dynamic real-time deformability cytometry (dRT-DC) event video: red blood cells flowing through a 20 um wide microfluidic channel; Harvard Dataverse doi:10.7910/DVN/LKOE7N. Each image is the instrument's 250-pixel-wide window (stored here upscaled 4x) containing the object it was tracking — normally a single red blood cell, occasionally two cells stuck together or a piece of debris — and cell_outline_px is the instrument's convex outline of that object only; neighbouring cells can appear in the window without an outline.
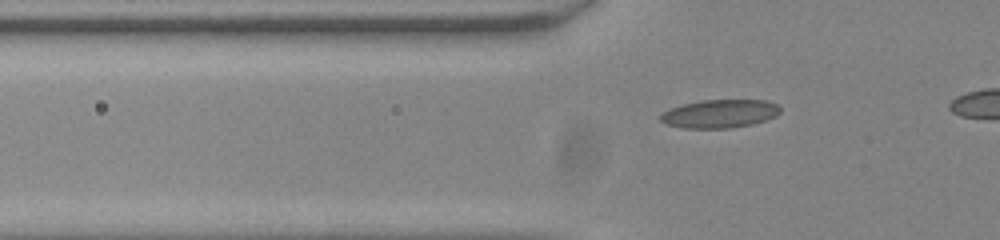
{"species": "common noctule bat (a hibernating species)", "species_latin": "Nyctalus noctula", "temperature_condition": "room temperature", "stored_images_in_passage": 31, "camera_frame_rate_fps": 3000, "um_per_image_px": 0.085, "animal": {"sex": "male", "body_mass_g": 20.0, "forearm_length_mm": 53.3}, "frame": {"image": 1, "passage_image": 2, "time_ms": 0.333, "image_size_px": [1000, 240], "cell_outline_px": [[780, 112], [776, 116], [752, 124], [732, 128], [684, 128], [668, 124], [660, 120], [660, 116], [664, 112], [672, 108], [684, 104], [704, 100], [764, 100], [776, 104], [780, 108]], "centroid_in_image_um": [61.2, 9.67], "position_along_channel_um": 64.6, "area_um2": 19.48}}
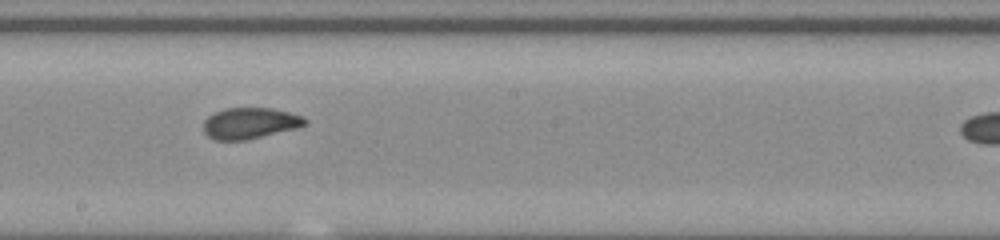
{"frame": {"image": 2, "passage_image": 15, "time_ms": 4.667, "image_size_px": [1000, 240], "cell_outline_px": [[308, 124], [296, 128], [244, 140], [216, 140], [208, 136], [204, 132], [204, 120], [208, 116], [224, 108], [272, 108], [304, 116], [308, 120]], "centroid_in_image_um": [21.26, 10.46], "position_along_channel_um": 226.9, "area_um2": 18.32}}
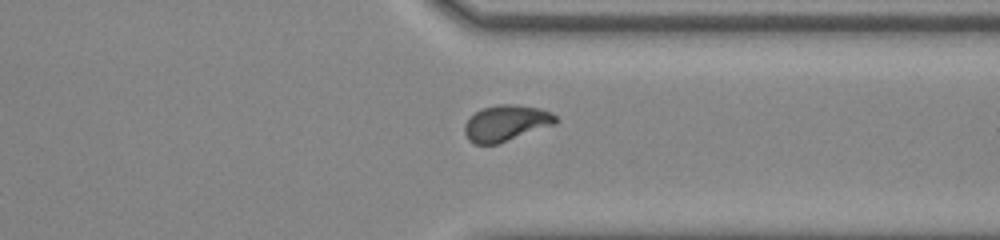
{"frame": {"image": 3, "passage_image": 26, "time_ms": 8.333, "image_size_px": [1000, 240], "cell_outline_px": [[560, 120], [556, 124], [496, 144], [476, 144], [468, 140], [464, 132], [464, 124], [476, 112], [484, 108], [500, 104], [516, 104], [540, 108], [552, 112]], "centroid_in_image_um": [43.05, 10.46], "position_along_channel_um": 368.3, "area_um2": 19.07}}